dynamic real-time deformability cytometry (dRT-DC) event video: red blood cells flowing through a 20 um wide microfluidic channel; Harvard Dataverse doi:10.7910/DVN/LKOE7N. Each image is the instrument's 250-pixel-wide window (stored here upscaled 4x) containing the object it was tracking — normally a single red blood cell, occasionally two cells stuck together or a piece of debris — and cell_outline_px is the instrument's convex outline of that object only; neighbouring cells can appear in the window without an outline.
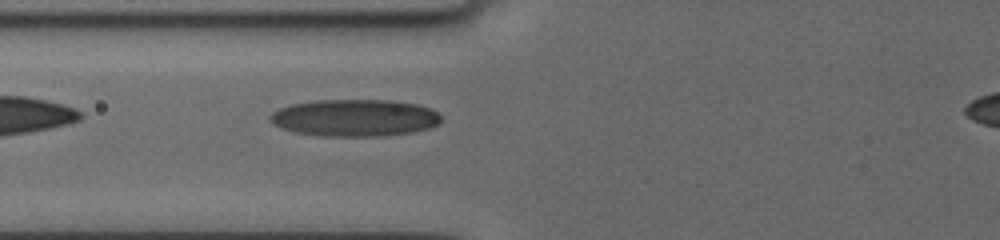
{"species": "human", "species_latin": "Homo sapiens", "temperature_condition": "cold", "stored_images_in_passage": 9, "camera_frame_rate_fps": 3000, "um_per_image_px": 0.085, "donor": {"sex": "female"}, "frame": {"image": 1, "passage_image": 9, "time_ms": 7.0, "image_size_px": [1000, 240], "cell_outline_px": [[440, 120], [436, 124], [428, 128], [408, 132], [372, 136], [324, 136], [296, 132], [280, 128], [272, 124], [268, 120], [268, 116], [272, 112], [280, 108], [292, 104], [312, 100], [392, 100], [416, 104], [432, 108], [440, 116]], "centroid_in_image_um": [30.08, 10.0], "position_along_channel_um": 95.7, "area_um2": 36.76}}